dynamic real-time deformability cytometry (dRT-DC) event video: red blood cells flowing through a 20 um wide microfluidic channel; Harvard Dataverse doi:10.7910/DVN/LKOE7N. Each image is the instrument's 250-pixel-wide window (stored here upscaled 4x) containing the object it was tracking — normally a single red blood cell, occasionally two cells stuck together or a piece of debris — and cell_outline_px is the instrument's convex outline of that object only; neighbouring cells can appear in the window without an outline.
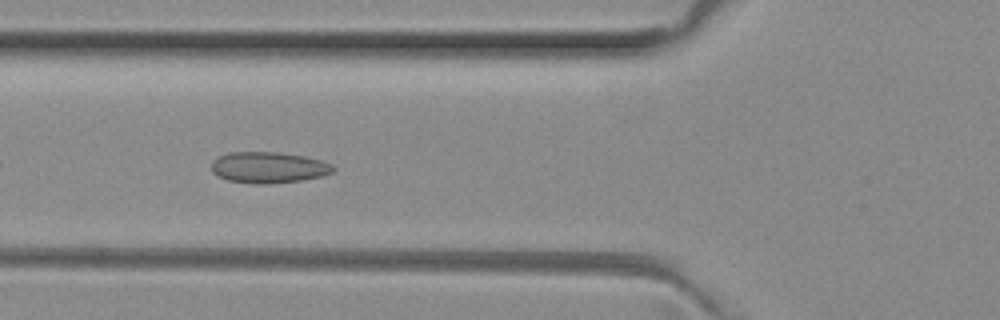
{"species": "common noctule bat (a hibernating species)", "species_latin": "Nyctalus noctula", "temperature_condition": "room temperature", "stored_images_in_passage": 36, "camera_frame_rate_fps": 3000, "um_per_image_px": 0.085, "animal": {"sex": "female", "body_mass_g": 29.2, "forearm_length_mm": 56.3}, "frame": {"image": 1, "passage_image": 4, "time_ms": 1.0, "image_size_px": [1000, 320], "cell_outline_px": [[336, 168], [332, 172], [320, 176], [300, 180], [264, 184], [252, 184], [228, 180], [212, 172], [212, 160], [228, 152], [276, 152], [304, 156], [320, 160], [332, 164]], "centroid_in_image_um": [22.81, 14.23], "position_along_channel_um": 103.0, "area_um2": 21.91}}
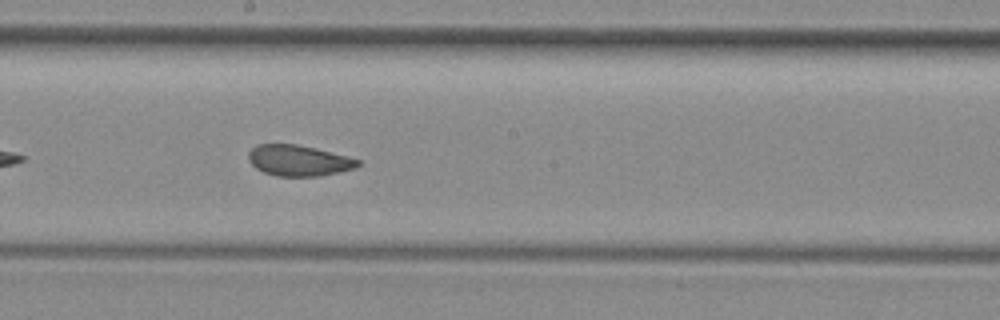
{"frame": {"image": 2, "passage_image": 13, "time_ms": 4.0, "image_size_px": [1000, 320], "cell_outline_px": [[360, 164], [356, 168], [340, 172], [320, 176], [276, 176], [264, 172], [256, 168], [248, 160], [248, 152], [256, 144], [296, 144], [316, 148], [360, 160]], "centroid_in_image_um": [25.37, 13.64], "position_along_channel_um": 222.8, "area_um2": 19.71}}
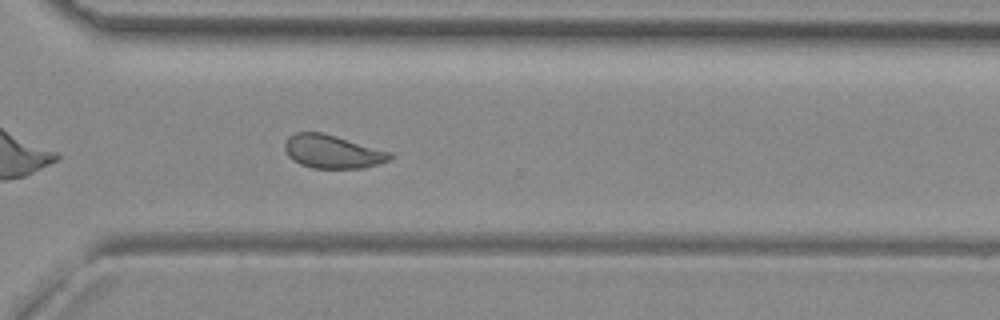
{"frame": {"image": 3, "passage_image": 22, "time_ms": 7.0, "image_size_px": [1000, 320], "cell_outline_px": [[392, 160], [364, 168], [312, 168], [300, 164], [292, 160], [288, 156], [284, 148], [284, 144], [288, 136], [296, 132], [320, 132], [336, 136], [392, 152]], "centroid_in_image_um": [28.26, 12.89], "position_along_channel_um": 342.3, "area_um2": 20.58}, "authors_computed_cell_mechanics": {"area_um2": 20.5479, "velocity_mm_per_s": 3.9952, "shape_relaxation_time_tau1_ms": 8.152, "shape_relaxation_time_tau2_ms": 1.3108, "deformation_change_tau1": 0.1356, "deformation_change_tau2": 0.0793}}